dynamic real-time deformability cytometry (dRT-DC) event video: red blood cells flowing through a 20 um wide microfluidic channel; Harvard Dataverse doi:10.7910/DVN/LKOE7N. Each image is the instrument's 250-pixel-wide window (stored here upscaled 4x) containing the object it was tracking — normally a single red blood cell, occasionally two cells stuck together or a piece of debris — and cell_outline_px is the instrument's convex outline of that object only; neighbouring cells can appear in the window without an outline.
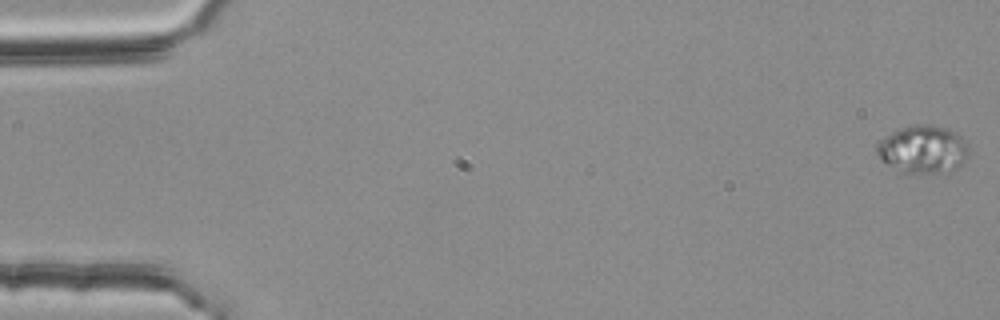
{"species": "common noctule bat (a hibernating species)", "species_latin": "Nyctalus noctula", "temperature_condition": "room temperature", "stored_images_in_passage": 56, "camera_frame_rate_fps": 3000, "um_per_image_px": 0.085, "animal": {"sex": "female", "body_mass_g": 25.1}, "frame": {"image": 1, "passage_image": 1, "time_ms": 0.0, "image_size_px": [1000, 320], "cell_outline_px": [[968, 148], [964, 164], [948, 172], [900, 172], [884, 164], [880, 160], [876, 152], [876, 140], [884, 136], [912, 124], [932, 124], [948, 128], [960, 136], [968, 144]], "centroid_in_image_um": [78.41, 12.68], "position_along_channel_um": 6.6, "area_um2": 25.89}}
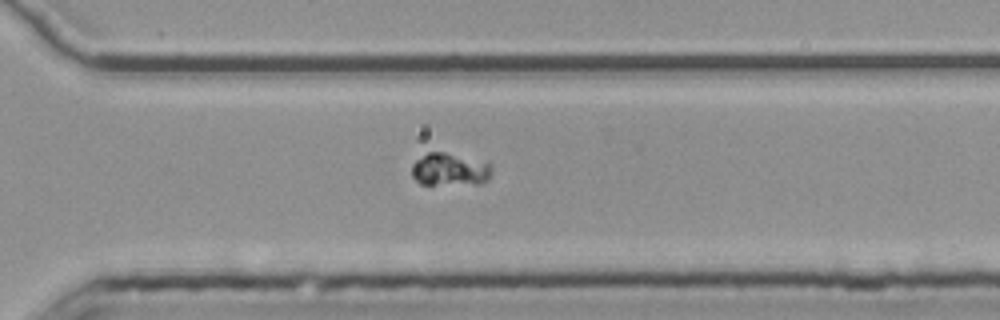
{"frame": {"image": 2, "passage_image": 40, "time_ms": 13.0, "image_size_px": [1000, 320], "cell_outline_px": [[492, 172], [488, 180], [480, 184], [420, 184], [412, 176], [412, 164], [416, 160], [428, 152], [444, 152], [488, 160], [492, 164]], "centroid_in_image_um": [38.31, 14.39], "position_along_channel_um": 332.3, "area_um2": 15.72}}
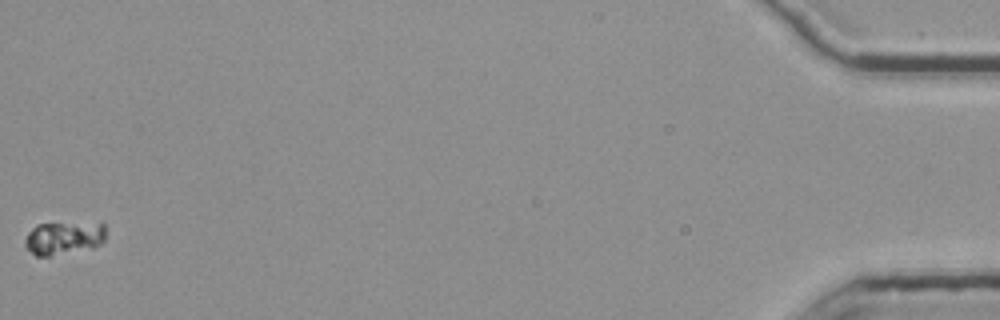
{"frame": {"image": 3, "passage_image": 56, "time_ms": 18.333, "image_size_px": [1000, 320], "cell_outline_px": [[104, 240], [100, 244], [92, 248], [48, 256], [36, 256], [24, 244], [24, 240], [28, 232], [36, 224], [104, 224]], "centroid_in_image_um": [5.38, 20.25], "position_along_channel_um": 429.8, "area_um2": 15.14}}